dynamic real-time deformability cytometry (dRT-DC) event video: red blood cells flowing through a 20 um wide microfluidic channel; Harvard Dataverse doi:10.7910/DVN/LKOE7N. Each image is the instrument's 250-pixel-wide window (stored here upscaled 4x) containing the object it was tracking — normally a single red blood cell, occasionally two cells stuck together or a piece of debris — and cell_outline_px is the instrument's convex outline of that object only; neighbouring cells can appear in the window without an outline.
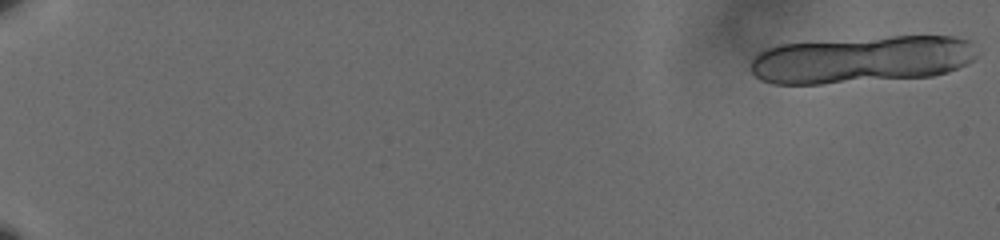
{"species": "human", "species_latin": "Homo sapiens", "temperature_condition": "cold", "stored_images_in_passage": 25, "segment_of_instrument_passage": [1, 2], "camera_frame_rate_fps": 3000, "um_per_image_px": 0.085, "donor": {"sex": "male"}, "frame": {"image": 1, "passage_image": 1, "time_ms": 0.0, "image_size_px": [1000, 240], "cell_outline_px": [[976, 56], [968, 64], [948, 72], [932, 76], [820, 84], [772, 84], [760, 80], [752, 72], [748, 64], [752, 56], [768, 48], [780, 44], [892, 36], [956, 36], [972, 40]], "centroid_in_image_um": [73.23, 5.06], "position_along_channel_um": 11.8, "area_um2": 62.66}}